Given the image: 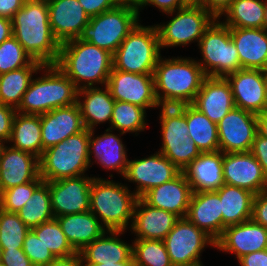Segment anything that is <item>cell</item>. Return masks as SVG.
Instances as JSON below:
<instances>
[{
  "label": "cell",
  "instance_id": "19",
  "mask_svg": "<svg viewBox=\"0 0 267 266\" xmlns=\"http://www.w3.org/2000/svg\"><path fill=\"white\" fill-rule=\"evenodd\" d=\"M215 242V249L232 253L238 260L246 254L267 249V228L250 219L226 227Z\"/></svg>",
  "mask_w": 267,
  "mask_h": 266
},
{
  "label": "cell",
  "instance_id": "35",
  "mask_svg": "<svg viewBox=\"0 0 267 266\" xmlns=\"http://www.w3.org/2000/svg\"><path fill=\"white\" fill-rule=\"evenodd\" d=\"M42 66L41 62L33 60L26 67L0 74V103L17 109L33 77Z\"/></svg>",
  "mask_w": 267,
  "mask_h": 266
},
{
  "label": "cell",
  "instance_id": "16",
  "mask_svg": "<svg viewBox=\"0 0 267 266\" xmlns=\"http://www.w3.org/2000/svg\"><path fill=\"white\" fill-rule=\"evenodd\" d=\"M217 129L222 153L249 152L257 134V115L234 107L217 124Z\"/></svg>",
  "mask_w": 267,
  "mask_h": 266
},
{
  "label": "cell",
  "instance_id": "17",
  "mask_svg": "<svg viewBox=\"0 0 267 266\" xmlns=\"http://www.w3.org/2000/svg\"><path fill=\"white\" fill-rule=\"evenodd\" d=\"M235 107L258 115L267 109L266 71L244 69L225 76Z\"/></svg>",
  "mask_w": 267,
  "mask_h": 266
},
{
  "label": "cell",
  "instance_id": "42",
  "mask_svg": "<svg viewBox=\"0 0 267 266\" xmlns=\"http://www.w3.org/2000/svg\"><path fill=\"white\" fill-rule=\"evenodd\" d=\"M30 229L17 213L0 208V248L1 250L22 249L26 234Z\"/></svg>",
  "mask_w": 267,
  "mask_h": 266
},
{
  "label": "cell",
  "instance_id": "2",
  "mask_svg": "<svg viewBox=\"0 0 267 266\" xmlns=\"http://www.w3.org/2000/svg\"><path fill=\"white\" fill-rule=\"evenodd\" d=\"M155 95L160 106L192 104L207 75L191 57L159 58L154 70Z\"/></svg>",
  "mask_w": 267,
  "mask_h": 266
},
{
  "label": "cell",
  "instance_id": "60",
  "mask_svg": "<svg viewBox=\"0 0 267 266\" xmlns=\"http://www.w3.org/2000/svg\"><path fill=\"white\" fill-rule=\"evenodd\" d=\"M266 2V9H265V15H264V29L267 30V0H265Z\"/></svg>",
  "mask_w": 267,
  "mask_h": 266
},
{
  "label": "cell",
  "instance_id": "7",
  "mask_svg": "<svg viewBox=\"0 0 267 266\" xmlns=\"http://www.w3.org/2000/svg\"><path fill=\"white\" fill-rule=\"evenodd\" d=\"M90 130L78 134L44 150L40 164V177L44 182L85 175L90 168Z\"/></svg>",
  "mask_w": 267,
  "mask_h": 266
},
{
  "label": "cell",
  "instance_id": "61",
  "mask_svg": "<svg viewBox=\"0 0 267 266\" xmlns=\"http://www.w3.org/2000/svg\"><path fill=\"white\" fill-rule=\"evenodd\" d=\"M5 144H6L5 142L0 140V156H1V152H2L3 147L5 146Z\"/></svg>",
  "mask_w": 267,
  "mask_h": 266
},
{
  "label": "cell",
  "instance_id": "47",
  "mask_svg": "<svg viewBox=\"0 0 267 266\" xmlns=\"http://www.w3.org/2000/svg\"><path fill=\"white\" fill-rule=\"evenodd\" d=\"M16 109L0 103V140L8 144Z\"/></svg>",
  "mask_w": 267,
  "mask_h": 266
},
{
  "label": "cell",
  "instance_id": "39",
  "mask_svg": "<svg viewBox=\"0 0 267 266\" xmlns=\"http://www.w3.org/2000/svg\"><path fill=\"white\" fill-rule=\"evenodd\" d=\"M146 110L138 105L123 101H115L109 129L120 133L143 132L147 128Z\"/></svg>",
  "mask_w": 267,
  "mask_h": 266
},
{
  "label": "cell",
  "instance_id": "57",
  "mask_svg": "<svg viewBox=\"0 0 267 266\" xmlns=\"http://www.w3.org/2000/svg\"><path fill=\"white\" fill-rule=\"evenodd\" d=\"M257 132L267 138V109L257 115Z\"/></svg>",
  "mask_w": 267,
  "mask_h": 266
},
{
  "label": "cell",
  "instance_id": "3",
  "mask_svg": "<svg viewBox=\"0 0 267 266\" xmlns=\"http://www.w3.org/2000/svg\"><path fill=\"white\" fill-rule=\"evenodd\" d=\"M78 90L103 87L113 69V54L79 38L60 44L55 64Z\"/></svg>",
  "mask_w": 267,
  "mask_h": 266
},
{
  "label": "cell",
  "instance_id": "59",
  "mask_svg": "<svg viewBox=\"0 0 267 266\" xmlns=\"http://www.w3.org/2000/svg\"><path fill=\"white\" fill-rule=\"evenodd\" d=\"M186 5H202L203 0H183Z\"/></svg>",
  "mask_w": 267,
  "mask_h": 266
},
{
  "label": "cell",
  "instance_id": "29",
  "mask_svg": "<svg viewBox=\"0 0 267 266\" xmlns=\"http://www.w3.org/2000/svg\"><path fill=\"white\" fill-rule=\"evenodd\" d=\"M230 36L244 69L267 71V30L264 28H230Z\"/></svg>",
  "mask_w": 267,
  "mask_h": 266
},
{
  "label": "cell",
  "instance_id": "28",
  "mask_svg": "<svg viewBox=\"0 0 267 266\" xmlns=\"http://www.w3.org/2000/svg\"><path fill=\"white\" fill-rule=\"evenodd\" d=\"M193 192L217 191L223 184V153L201 152L183 171Z\"/></svg>",
  "mask_w": 267,
  "mask_h": 266
},
{
  "label": "cell",
  "instance_id": "56",
  "mask_svg": "<svg viewBox=\"0 0 267 266\" xmlns=\"http://www.w3.org/2000/svg\"><path fill=\"white\" fill-rule=\"evenodd\" d=\"M13 35L11 20L0 17V44Z\"/></svg>",
  "mask_w": 267,
  "mask_h": 266
},
{
  "label": "cell",
  "instance_id": "25",
  "mask_svg": "<svg viewBox=\"0 0 267 266\" xmlns=\"http://www.w3.org/2000/svg\"><path fill=\"white\" fill-rule=\"evenodd\" d=\"M95 129L90 130L89 138V159L91 167L96 162L107 171H117L122 177L128 165L127 149L122 142L121 135L115 134L112 129L107 128L105 133L95 135ZM92 154L94 155L92 157ZM93 158V159H92ZM95 159V160H94ZM92 160H94L92 162Z\"/></svg>",
  "mask_w": 267,
  "mask_h": 266
},
{
  "label": "cell",
  "instance_id": "41",
  "mask_svg": "<svg viewBox=\"0 0 267 266\" xmlns=\"http://www.w3.org/2000/svg\"><path fill=\"white\" fill-rule=\"evenodd\" d=\"M31 230L56 258L68 257L77 253L68 242L56 218L46 221Z\"/></svg>",
  "mask_w": 267,
  "mask_h": 266
},
{
  "label": "cell",
  "instance_id": "44",
  "mask_svg": "<svg viewBox=\"0 0 267 266\" xmlns=\"http://www.w3.org/2000/svg\"><path fill=\"white\" fill-rule=\"evenodd\" d=\"M43 182L39 176L36 180L17 185L0 193V208L10 213H17L32 196L34 190Z\"/></svg>",
  "mask_w": 267,
  "mask_h": 266
},
{
  "label": "cell",
  "instance_id": "58",
  "mask_svg": "<svg viewBox=\"0 0 267 266\" xmlns=\"http://www.w3.org/2000/svg\"><path fill=\"white\" fill-rule=\"evenodd\" d=\"M84 266H135L133 261H123L118 263H102V264H83Z\"/></svg>",
  "mask_w": 267,
  "mask_h": 266
},
{
  "label": "cell",
  "instance_id": "10",
  "mask_svg": "<svg viewBox=\"0 0 267 266\" xmlns=\"http://www.w3.org/2000/svg\"><path fill=\"white\" fill-rule=\"evenodd\" d=\"M160 107L162 146L159 152L182 172L201 153L188 135L186 105Z\"/></svg>",
  "mask_w": 267,
  "mask_h": 266
},
{
  "label": "cell",
  "instance_id": "6",
  "mask_svg": "<svg viewBox=\"0 0 267 266\" xmlns=\"http://www.w3.org/2000/svg\"><path fill=\"white\" fill-rule=\"evenodd\" d=\"M136 1L123 0L116 7L91 17L79 39L114 54L122 41L141 22Z\"/></svg>",
  "mask_w": 267,
  "mask_h": 266
},
{
  "label": "cell",
  "instance_id": "34",
  "mask_svg": "<svg viewBox=\"0 0 267 266\" xmlns=\"http://www.w3.org/2000/svg\"><path fill=\"white\" fill-rule=\"evenodd\" d=\"M8 142L12 148L31 153L40 159L44 152L40 115L16 112Z\"/></svg>",
  "mask_w": 267,
  "mask_h": 266
},
{
  "label": "cell",
  "instance_id": "26",
  "mask_svg": "<svg viewBox=\"0 0 267 266\" xmlns=\"http://www.w3.org/2000/svg\"><path fill=\"white\" fill-rule=\"evenodd\" d=\"M179 219L174 213L154 208L138 198L134 207L133 222L129 229L134 239L164 240Z\"/></svg>",
  "mask_w": 267,
  "mask_h": 266
},
{
  "label": "cell",
  "instance_id": "14",
  "mask_svg": "<svg viewBox=\"0 0 267 266\" xmlns=\"http://www.w3.org/2000/svg\"><path fill=\"white\" fill-rule=\"evenodd\" d=\"M180 173L168 158L156 151L145 158L129 159L123 178L130 183H136L133 191L140 198L148 190L171 181Z\"/></svg>",
  "mask_w": 267,
  "mask_h": 266
},
{
  "label": "cell",
  "instance_id": "52",
  "mask_svg": "<svg viewBox=\"0 0 267 266\" xmlns=\"http://www.w3.org/2000/svg\"><path fill=\"white\" fill-rule=\"evenodd\" d=\"M233 0H203L202 7L205 8L215 19H220L230 8Z\"/></svg>",
  "mask_w": 267,
  "mask_h": 266
},
{
  "label": "cell",
  "instance_id": "31",
  "mask_svg": "<svg viewBox=\"0 0 267 266\" xmlns=\"http://www.w3.org/2000/svg\"><path fill=\"white\" fill-rule=\"evenodd\" d=\"M114 103L106 85L104 88L96 86L78 90L77 104L84 127L94 130L98 124L111 123Z\"/></svg>",
  "mask_w": 267,
  "mask_h": 266
},
{
  "label": "cell",
  "instance_id": "23",
  "mask_svg": "<svg viewBox=\"0 0 267 266\" xmlns=\"http://www.w3.org/2000/svg\"><path fill=\"white\" fill-rule=\"evenodd\" d=\"M40 119L44 150L85 129L77 103L41 114Z\"/></svg>",
  "mask_w": 267,
  "mask_h": 266
},
{
  "label": "cell",
  "instance_id": "54",
  "mask_svg": "<svg viewBox=\"0 0 267 266\" xmlns=\"http://www.w3.org/2000/svg\"><path fill=\"white\" fill-rule=\"evenodd\" d=\"M26 0H0V17L12 19Z\"/></svg>",
  "mask_w": 267,
  "mask_h": 266
},
{
  "label": "cell",
  "instance_id": "43",
  "mask_svg": "<svg viewBox=\"0 0 267 266\" xmlns=\"http://www.w3.org/2000/svg\"><path fill=\"white\" fill-rule=\"evenodd\" d=\"M32 61L13 35L0 44V74L26 67Z\"/></svg>",
  "mask_w": 267,
  "mask_h": 266
},
{
  "label": "cell",
  "instance_id": "38",
  "mask_svg": "<svg viewBox=\"0 0 267 266\" xmlns=\"http://www.w3.org/2000/svg\"><path fill=\"white\" fill-rule=\"evenodd\" d=\"M17 214L29 229L55 218L50 201L49 185L43 181Z\"/></svg>",
  "mask_w": 267,
  "mask_h": 266
},
{
  "label": "cell",
  "instance_id": "11",
  "mask_svg": "<svg viewBox=\"0 0 267 266\" xmlns=\"http://www.w3.org/2000/svg\"><path fill=\"white\" fill-rule=\"evenodd\" d=\"M170 21L155 24L160 48L186 46L201 40L205 30L215 18L201 5H186L174 12L167 13Z\"/></svg>",
  "mask_w": 267,
  "mask_h": 266
},
{
  "label": "cell",
  "instance_id": "51",
  "mask_svg": "<svg viewBox=\"0 0 267 266\" xmlns=\"http://www.w3.org/2000/svg\"><path fill=\"white\" fill-rule=\"evenodd\" d=\"M250 152L258 160L267 176V138L257 132Z\"/></svg>",
  "mask_w": 267,
  "mask_h": 266
},
{
  "label": "cell",
  "instance_id": "33",
  "mask_svg": "<svg viewBox=\"0 0 267 266\" xmlns=\"http://www.w3.org/2000/svg\"><path fill=\"white\" fill-rule=\"evenodd\" d=\"M217 192L221 200L223 231L228 226L251 219L254 193L225 183Z\"/></svg>",
  "mask_w": 267,
  "mask_h": 266
},
{
  "label": "cell",
  "instance_id": "48",
  "mask_svg": "<svg viewBox=\"0 0 267 266\" xmlns=\"http://www.w3.org/2000/svg\"><path fill=\"white\" fill-rule=\"evenodd\" d=\"M251 219L267 228V190L255 195Z\"/></svg>",
  "mask_w": 267,
  "mask_h": 266
},
{
  "label": "cell",
  "instance_id": "46",
  "mask_svg": "<svg viewBox=\"0 0 267 266\" xmlns=\"http://www.w3.org/2000/svg\"><path fill=\"white\" fill-rule=\"evenodd\" d=\"M91 18L116 7L123 0H78Z\"/></svg>",
  "mask_w": 267,
  "mask_h": 266
},
{
  "label": "cell",
  "instance_id": "45",
  "mask_svg": "<svg viewBox=\"0 0 267 266\" xmlns=\"http://www.w3.org/2000/svg\"><path fill=\"white\" fill-rule=\"evenodd\" d=\"M22 249L34 266H46L56 258L31 229L26 234Z\"/></svg>",
  "mask_w": 267,
  "mask_h": 266
},
{
  "label": "cell",
  "instance_id": "20",
  "mask_svg": "<svg viewBox=\"0 0 267 266\" xmlns=\"http://www.w3.org/2000/svg\"><path fill=\"white\" fill-rule=\"evenodd\" d=\"M50 28L60 43L77 39L90 17L78 0H47Z\"/></svg>",
  "mask_w": 267,
  "mask_h": 266
},
{
  "label": "cell",
  "instance_id": "62",
  "mask_svg": "<svg viewBox=\"0 0 267 266\" xmlns=\"http://www.w3.org/2000/svg\"><path fill=\"white\" fill-rule=\"evenodd\" d=\"M266 88H267V71H266Z\"/></svg>",
  "mask_w": 267,
  "mask_h": 266
},
{
  "label": "cell",
  "instance_id": "30",
  "mask_svg": "<svg viewBox=\"0 0 267 266\" xmlns=\"http://www.w3.org/2000/svg\"><path fill=\"white\" fill-rule=\"evenodd\" d=\"M124 233L125 231L107 230L98 239L86 245L79 251L83 264L133 261L132 243L119 238Z\"/></svg>",
  "mask_w": 267,
  "mask_h": 266
},
{
  "label": "cell",
  "instance_id": "36",
  "mask_svg": "<svg viewBox=\"0 0 267 266\" xmlns=\"http://www.w3.org/2000/svg\"><path fill=\"white\" fill-rule=\"evenodd\" d=\"M186 120L188 135L201 152H215L219 150V136L216 123L209 120L192 104L186 105Z\"/></svg>",
  "mask_w": 267,
  "mask_h": 266
},
{
  "label": "cell",
  "instance_id": "55",
  "mask_svg": "<svg viewBox=\"0 0 267 266\" xmlns=\"http://www.w3.org/2000/svg\"><path fill=\"white\" fill-rule=\"evenodd\" d=\"M46 266H84L79 252L68 257H58Z\"/></svg>",
  "mask_w": 267,
  "mask_h": 266
},
{
  "label": "cell",
  "instance_id": "53",
  "mask_svg": "<svg viewBox=\"0 0 267 266\" xmlns=\"http://www.w3.org/2000/svg\"><path fill=\"white\" fill-rule=\"evenodd\" d=\"M237 261L239 266H267V249L246 254Z\"/></svg>",
  "mask_w": 267,
  "mask_h": 266
},
{
  "label": "cell",
  "instance_id": "18",
  "mask_svg": "<svg viewBox=\"0 0 267 266\" xmlns=\"http://www.w3.org/2000/svg\"><path fill=\"white\" fill-rule=\"evenodd\" d=\"M223 180L255 195L267 190V176L250 151L223 153Z\"/></svg>",
  "mask_w": 267,
  "mask_h": 266
},
{
  "label": "cell",
  "instance_id": "32",
  "mask_svg": "<svg viewBox=\"0 0 267 266\" xmlns=\"http://www.w3.org/2000/svg\"><path fill=\"white\" fill-rule=\"evenodd\" d=\"M72 248L79 252L107 231L91 212L55 217Z\"/></svg>",
  "mask_w": 267,
  "mask_h": 266
},
{
  "label": "cell",
  "instance_id": "37",
  "mask_svg": "<svg viewBox=\"0 0 267 266\" xmlns=\"http://www.w3.org/2000/svg\"><path fill=\"white\" fill-rule=\"evenodd\" d=\"M264 0H233L222 21L229 28H264Z\"/></svg>",
  "mask_w": 267,
  "mask_h": 266
},
{
  "label": "cell",
  "instance_id": "13",
  "mask_svg": "<svg viewBox=\"0 0 267 266\" xmlns=\"http://www.w3.org/2000/svg\"><path fill=\"white\" fill-rule=\"evenodd\" d=\"M106 86L115 101L135 104L145 110L160 107L155 95L153 74H136L113 68Z\"/></svg>",
  "mask_w": 267,
  "mask_h": 266
},
{
  "label": "cell",
  "instance_id": "24",
  "mask_svg": "<svg viewBox=\"0 0 267 266\" xmlns=\"http://www.w3.org/2000/svg\"><path fill=\"white\" fill-rule=\"evenodd\" d=\"M193 191L186 176L181 172L169 182L153 187L140 198L148 205L186 217Z\"/></svg>",
  "mask_w": 267,
  "mask_h": 266
},
{
  "label": "cell",
  "instance_id": "15",
  "mask_svg": "<svg viewBox=\"0 0 267 266\" xmlns=\"http://www.w3.org/2000/svg\"><path fill=\"white\" fill-rule=\"evenodd\" d=\"M94 179L89 175L46 182L55 217L90 211V188Z\"/></svg>",
  "mask_w": 267,
  "mask_h": 266
},
{
  "label": "cell",
  "instance_id": "27",
  "mask_svg": "<svg viewBox=\"0 0 267 266\" xmlns=\"http://www.w3.org/2000/svg\"><path fill=\"white\" fill-rule=\"evenodd\" d=\"M186 218L216 241L223 233L221 200L218 192H193Z\"/></svg>",
  "mask_w": 267,
  "mask_h": 266
},
{
  "label": "cell",
  "instance_id": "5",
  "mask_svg": "<svg viewBox=\"0 0 267 266\" xmlns=\"http://www.w3.org/2000/svg\"><path fill=\"white\" fill-rule=\"evenodd\" d=\"M138 197L127 184L94 177L90 188V211L106 230L126 231L133 222Z\"/></svg>",
  "mask_w": 267,
  "mask_h": 266
},
{
  "label": "cell",
  "instance_id": "12",
  "mask_svg": "<svg viewBox=\"0 0 267 266\" xmlns=\"http://www.w3.org/2000/svg\"><path fill=\"white\" fill-rule=\"evenodd\" d=\"M173 266H203L201 254L205 247L215 248V240L186 217L179 218L164 238Z\"/></svg>",
  "mask_w": 267,
  "mask_h": 266
},
{
  "label": "cell",
  "instance_id": "9",
  "mask_svg": "<svg viewBox=\"0 0 267 266\" xmlns=\"http://www.w3.org/2000/svg\"><path fill=\"white\" fill-rule=\"evenodd\" d=\"M198 48L202 58L197 62L209 77H225L241 69L230 28L219 19H215L205 30Z\"/></svg>",
  "mask_w": 267,
  "mask_h": 266
},
{
  "label": "cell",
  "instance_id": "49",
  "mask_svg": "<svg viewBox=\"0 0 267 266\" xmlns=\"http://www.w3.org/2000/svg\"><path fill=\"white\" fill-rule=\"evenodd\" d=\"M0 261L5 266H34L23 249L2 250Z\"/></svg>",
  "mask_w": 267,
  "mask_h": 266
},
{
  "label": "cell",
  "instance_id": "50",
  "mask_svg": "<svg viewBox=\"0 0 267 266\" xmlns=\"http://www.w3.org/2000/svg\"><path fill=\"white\" fill-rule=\"evenodd\" d=\"M137 4L139 11H141L145 6L152 5L157 7L159 11L164 14L174 12L186 6L183 0H139Z\"/></svg>",
  "mask_w": 267,
  "mask_h": 266
},
{
  "label": "cell",
  "instance_id": "21",
  "mask_svg": "<svg viewBox=\"0 0 267 266\" xmlns=\"http://www.w3.org/2000/svg\"><path fill=\"white\" fill-rule=\"evenodd\" d=\"M40 176L39 158L31 153L4 146L0 156V193Z\"/></svg>",
  "mask_w": 267,
  "mask_h": 266
},
{
  "label": "cell",
  "instance_id": "8",
  "mask_svg": "<svg viewBox=\"0 0 267 266\" xmlns=\"http://www.w3.org/2000/svg\"><path fill=\"white\" fill-rule=\"evenodd\" d=\"M160 57L156 25L138 23L113 54V68L136 74H154Z\"/></svg>",
  "mask_w": 267,
  "mask_h": 266
},
{
  "label": "cell",
  "instance_id": "22",
  "mask_svg": "<svg viewBox=\"0 0 267 266\" xmlns=\"http://www.w3.org/2000/svg\"><path fill=\"white\" fill-rule=\"evenodd\" d=\"M192 105L209 120L218 124L235 107L227 79L207 76Z\"/></svg>",
  "mask_w": 267,
  "mask_h": 266
},
{
  "label": "cell",
  "instance_id": "1",
  "mask_svg": "<svg viewBox=\"0 0 267 266\" xmlns=\"http://www.w3.org/2000/svg\"><path fill=\"white\" fill-rule=\"evenodd\" d=\"M13 36L33 60L55 65L60 43L52 34L47 0H26L11 19Z\"/></svg>",
  "mask_w": 267,
  "mask_h": 266
},
{
  "label": "cell",
  "instance_id": "4",
  "mask_svg": "<svg viewBox=\"0 0 267 266\" xmlns=\"http://www.w3.org/2000/svg\"><path fill=\"white\" fill-rule=\"evenodd\" d=\"M39 73L42 75L32 79L16 112L41 115L77 103L78 89L58 67L43 65Z\"/></svg>",
  "mask_w": 267,
  "mask_h": 266
},
{
  "label": "cell",
  "instance_id": "40",
  "mask_svg": "<svg viewBox=\"0 0 267 266\" xmlns=\"http://www.w3.org/2000/svg\"><path fill=\"white\" fill-rule=\"evenodd\" d=\"M132 257L135 266H173L162 240H133Z\"/></svg>",
  "mask_w": 267,
  "mask_h": 266
}]
</instances>
